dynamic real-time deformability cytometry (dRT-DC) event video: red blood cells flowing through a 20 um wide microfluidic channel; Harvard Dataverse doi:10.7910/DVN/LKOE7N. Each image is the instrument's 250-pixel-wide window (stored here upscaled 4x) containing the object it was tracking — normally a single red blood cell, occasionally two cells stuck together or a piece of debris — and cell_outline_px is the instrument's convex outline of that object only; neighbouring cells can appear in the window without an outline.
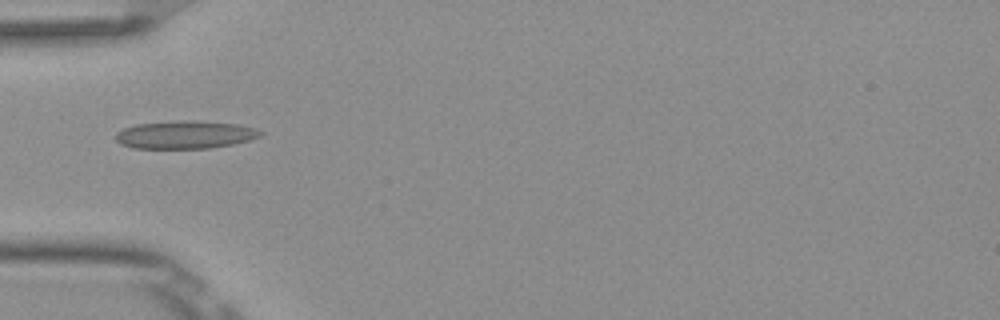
{"species": "Egyptian fruit bat (a non-hibernating species)", "species_latin": "Rousettus aegyptiacus", "temperature_condition": "room temperature", "stored_images_in_passage": 36, "camera_frame_rate_fps": 3000, "um_per_image_px": 0.085, "frame": {"image": 1, "passage_image": 1, "time_ms": 0.0, "image_size_px": [1000, 320], "cell_outline_px": [[264, 132], [260, 136], [248, 140], [232, 144], [212, 148], [132, 148], [120, 144], [116, 140], [116, 132], [124, 128], [136, 124], [180, 120], [200, 120], [240, 124], [256, 128]], "centroid_in_image_um": [15.75, 11.44], "position_along_channel_um": 69.3, "area_um2": 23.76}}
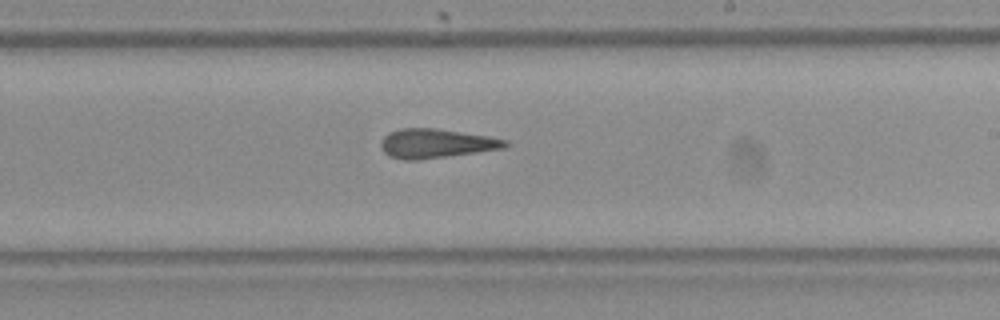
{"frame": {"image": 2, "passage_image": 15, "time_ms": 4.667, "image_size_px": [1000, 320], "cell_outline_px": [[508, 144], [504, 148], [420, 160], [400, 160], [388, 156], [384, 152], [380, 144], [384, 136], [388, 132], [400, 128], [436, 128], [488, 136], [508, 140]], "centroid_in_image_um": [37.02, 12.19], "position_along_channel_um": 252.0, "area_um2": 21.21}}
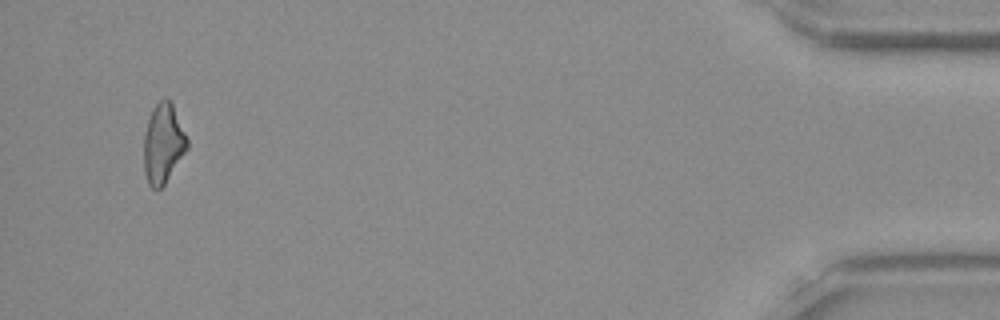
{"frame": {"image": 3, "passage_image": 34, "time_ms": 11.0, "image_size_px": [1000, 320], "cell_outline_px": [[188, 148], [164, 184], [160, 188], [152, 188], [148, 184], [144, 172], [144, 136], [148, 120], [156, 104], [160, 100], [168, 100], [172, 104], [188, 140]], "centroid_in_image_um": [13.86, 12.24], "position_along_channel_um": 421.3, "area_um2": 19.59}, "authors_computed_cell_mechanics": {"area_um2": 20.7791, "velocity_mm_per_s": 3.9024, "shape_relaxation_time_tau1_ms": null, "shape_relaxation_time_tau2_ms": 4.9574, "deformation_change_tau1": null, "deformation_change_tau2": 0.1346}}